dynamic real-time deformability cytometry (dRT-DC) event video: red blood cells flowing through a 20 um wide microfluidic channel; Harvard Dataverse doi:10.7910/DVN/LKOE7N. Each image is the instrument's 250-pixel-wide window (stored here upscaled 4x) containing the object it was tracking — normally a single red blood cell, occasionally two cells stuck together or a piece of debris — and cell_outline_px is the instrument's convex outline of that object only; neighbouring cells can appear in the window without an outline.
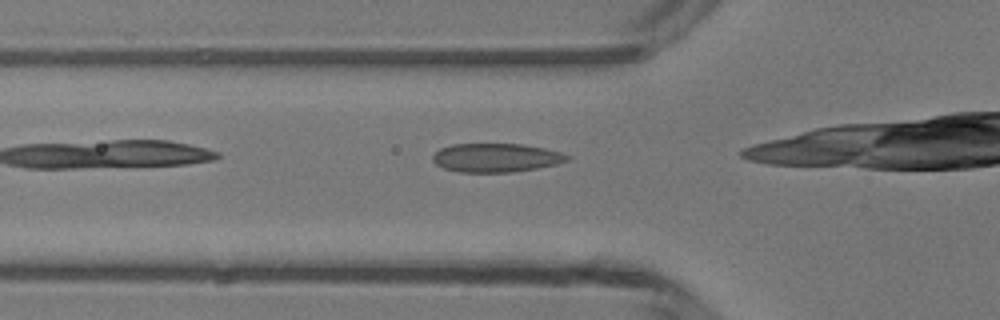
{"species": "common noctule bat (a hibernating species)", "species_latin": "Nyctalus noctula", "temperature_condition": "room temperature", "stored_images_in_passage": 22, "camera_frame_rate_fps": 3000, "um_per_image_px": 0.085, "animal": {"sex": "male", "body_mass_g": 13.3}, "frame": {"image": 1, "passage_image": 3, "time_ms": 0.667, "image_size_px": [1000, 320], "cell_outline_px": [[572, 156], [568, 160], [556, 164], [536, 168], [512, 172], [460, 172], [444, 168], [436, 164], [432, 160], [432, 156], [440, 148], [452, 144], [524, 144], [544, 148], [560, 152]], "centroid_in_image_um": [42.16, 13.4], "position_along_channel_um": 83.6, "area_um2": 22.48}}
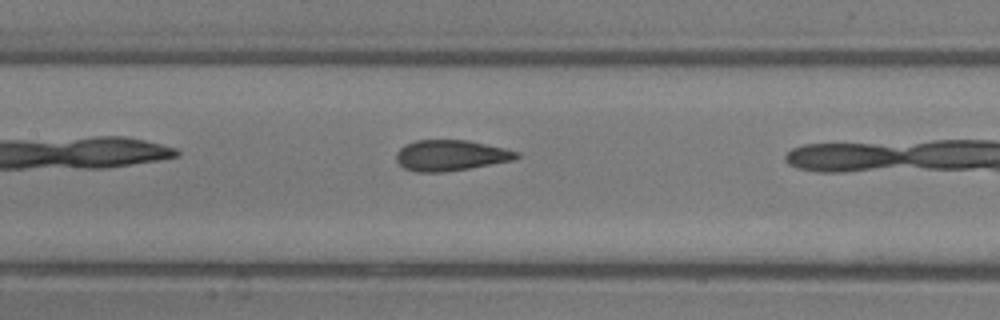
{"frame": {"image": 2, "passage_image": 9, "time_ms": 2.667, "image_size_px": [1000, 320], "cell_outline_px": [[520, 156], [512, 160], [468, 168], [444, 172], [416, 172], [404, 168], [396, 160], [396, 152], [404, 144], [416, 140], [468, 140], [504, 148], [520, 152]], "centroid_in_image_um": [38.28, 13.2], "position_along_channel_um": 169.1, "area_um2": 21.5}}
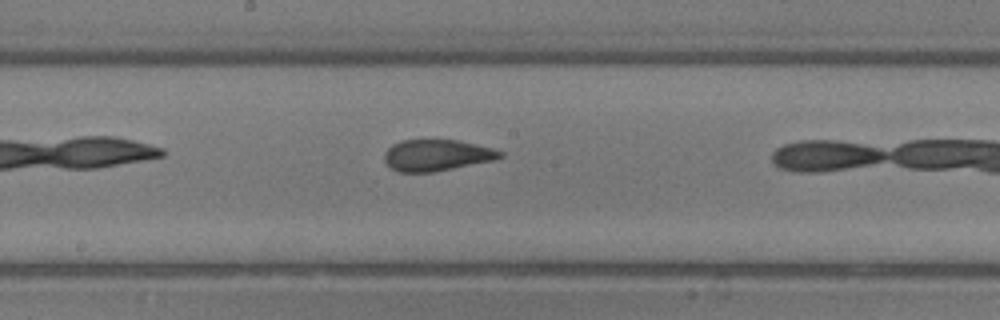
{"frame": {"image": 3, "passage_image": 12, "time_ms": 3.667, "image_size_px": [1000, 320], "cell_outline_px": [[504, 156], [496, 160], [432, 172], [400, 172], [392, 168], [384, 160], [384, 152], [392, 144], [400, 140], [456, 140], [476, 144], [492, 148], [504, 152]], "centroid_in_image_um": [37.14, 13.19], "position_along_channel_um": 211.1, "area_um2": 21.15}}